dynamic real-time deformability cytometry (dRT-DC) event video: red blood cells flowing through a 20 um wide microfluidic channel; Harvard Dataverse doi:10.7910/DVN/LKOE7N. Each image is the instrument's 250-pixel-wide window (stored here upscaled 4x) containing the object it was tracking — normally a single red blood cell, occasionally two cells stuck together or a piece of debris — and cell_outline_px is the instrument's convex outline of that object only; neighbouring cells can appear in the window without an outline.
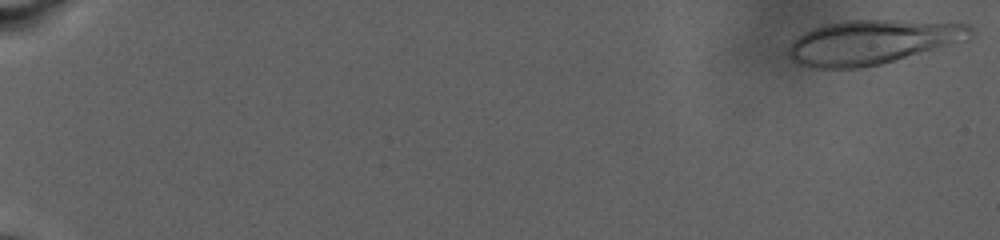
{"species": "human", "species_latin": "Homo sapiens", "temperature_condition": "warm", "stored_images_in_passage": 61, "camera_frame_rate_fps": 3000, "um_per_image_px": 0.085, "donor": {"sex": "male"}, "frame": {"image": 1, "passage_image": 1, "time_ms": 0.0, "image_size_px": [1000, 240], "cell_outline_px": [[972, 32], [968, 40], [880, 64], [860, 68], [816, 68], [796, 64], [788, 56], [788, 48], [792, 40], [804, 32], [812, 28], [844, 20], [904, 20], [968, 24], [972, 28]], "centroid_in_image_um": [74.11, 3.57], "position_along_channel_um": 10.9, "area_um2": 46.99}}
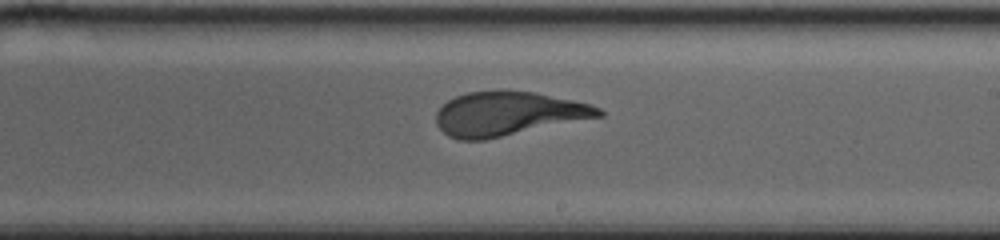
{"frame": {"image": 2, "passage_image": 39, "time_ms": 17.667, "image_size_px": [1000, 240], "cell_outline_px": [[604, 116], [484, 140], [460, 140], [448, 136], [436, 124], [436, 112], [448, 100], [456, 96], [468, 92], [532, 92], [592, 104], [600, 108], [604, 112]], "centroid_in_image_um": [43.19, 9.69], "position_along_channel_um": 245.8, "area_um2": 41.15}}
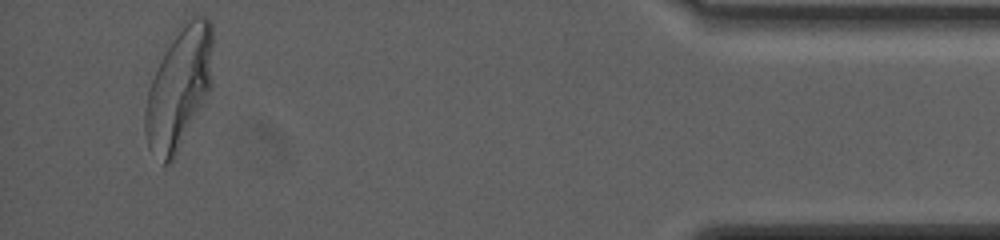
{"frame": {"image": 3, "passage_image": 59, "time_ms": 26.667, "image_size_px": [1000, 240], "cell_outline_px": [[212, 88], [172, 164], [164, 164], [148, 148], [144, 128], [144, 112], [148, 88], [156, 56], [184, 20], [192, 12], [208, 16], [212, 24]], "centroid_in_image_um": [15.19, 7.38], "position_along_channel_um": 420.0, "area_um2": 50.05}}